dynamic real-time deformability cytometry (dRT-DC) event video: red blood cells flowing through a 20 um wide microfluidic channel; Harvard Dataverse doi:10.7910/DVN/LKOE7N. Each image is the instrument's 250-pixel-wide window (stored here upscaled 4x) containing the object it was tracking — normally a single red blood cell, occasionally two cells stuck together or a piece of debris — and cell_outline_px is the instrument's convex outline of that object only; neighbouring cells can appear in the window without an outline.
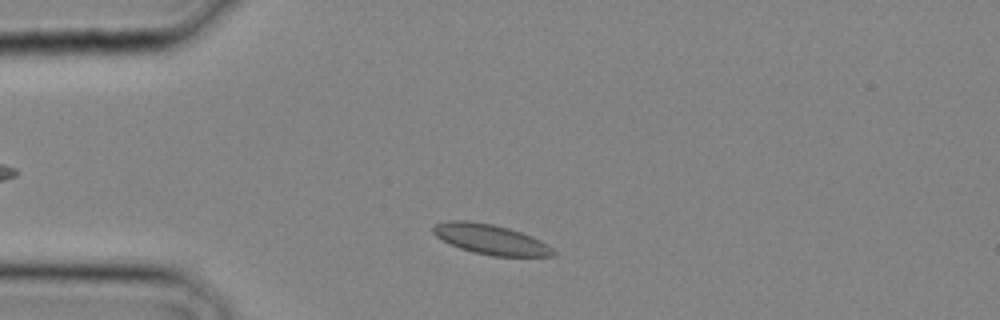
{"species": "common noctule bat (a hibernating species)", "species_latin": "Nyctalus noctula", "temperature_condition": "cold", "stored_images_in_passage": 24, "camera_frame_rate_fps": 3000, "um_per_image_px": 0.085, "animal": {"sex": "male", "body_mass_g": 20.4}, "frame": {"image": 1, "passage_image": 2, "time_ms": 0.333, "image_size_px": [1000, 320], "cell_outline_px": [[556, 256], [492, 256], [472, 252], [448, 244], [436, 236], [432, 232], [432, 228], [436, 224], [448, 220], [468, 220], [492, 224], [508, 228], [532, 236], [540, 240], [552, 248], [556, 252]], "centroid_in_image_um": [41.68, 20.34], "position_along_channel_um": 43.3, "area_um2": 21.1}}
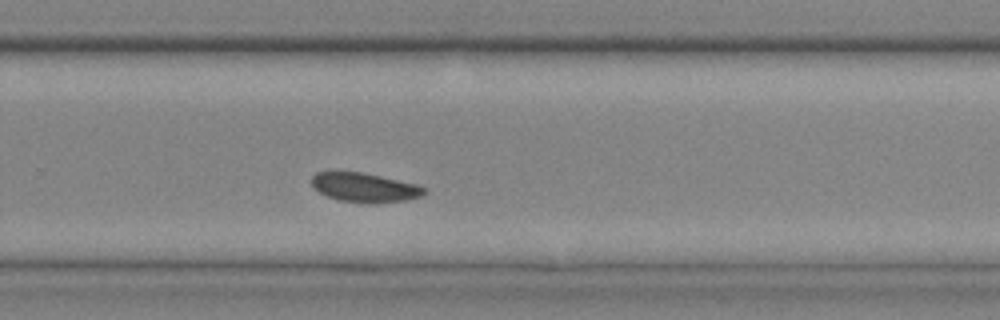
{"frame": {"image": 2, "passage_image": 15, "time_ms": 4.667, "image_size_px": [1000, 320], "cell_outline_px": [[424, 192], [420, 196], [404, 200], [372, 204], [340, 200], [328, 196], [320, 192], [312, 184], [312, 176], [316, 172], [364, 172], [416, 184], [424, 188]], "centroid_in_image_um": [30.98, 15.93], "position_along_channel_um": 298.8, "area_um2": 18.84}}
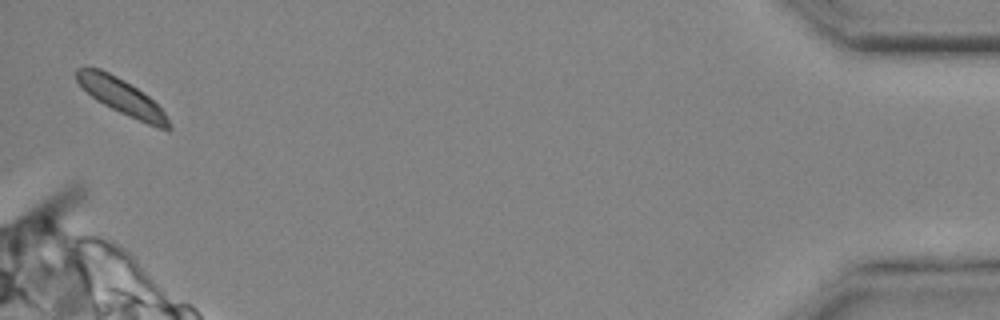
{"frame": {"image": 3, "passage_image": 24, "time_ms": 7.667, "image_size_px": [1000, 320], "cell_outline_px": [[172, 128], [168, 132], [128, 116], [96, 100], [76, 80], [76, 68], [100, 68], [124, 80], [148, 96], [164, 112]], "centroid_in_image_um": [10.37, 8.24], "position_along_channel_um": 424.8, "area_um2": 18.73}}